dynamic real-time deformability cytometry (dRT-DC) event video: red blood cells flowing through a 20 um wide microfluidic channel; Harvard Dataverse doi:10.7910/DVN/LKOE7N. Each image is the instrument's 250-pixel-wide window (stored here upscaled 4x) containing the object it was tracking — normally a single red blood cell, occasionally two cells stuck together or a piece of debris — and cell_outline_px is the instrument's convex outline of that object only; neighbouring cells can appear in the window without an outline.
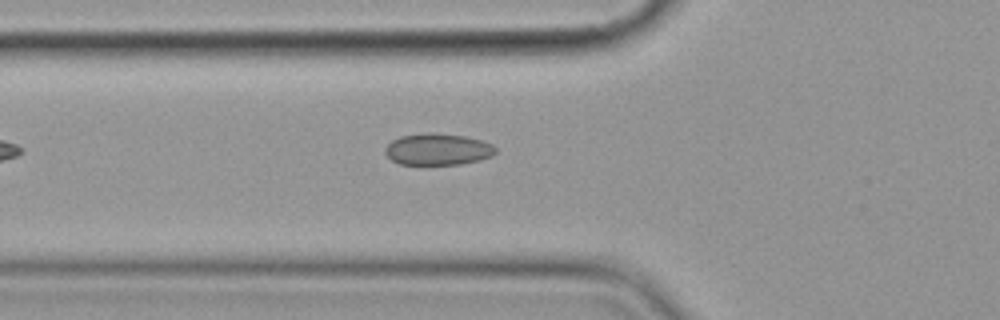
{"species": "common noctule bat (a hibernating species)", "species_latin": "Nyctalus noctula", "temperature_condition": "cold", "stored_images_in_passage": 3, "camera_frame_rate_fps": 3000, "um_per_image_px": 0.085, "animal": {"sex": "female", "body_mass_g": 19.9}, "frame": {"image": 1, "passage_image": 3, "time_ms": 2.0, "image_size_px": [1000, 320], "cell_outline_px": [[496, 152], [492, 156], [480, 160], [460, 164], [400, 164], [392, 160], [384, 152], [384, 148], [392, 140], [400, 136], [424, 132], [432, 132], [464, 136], [480, 140], [492, 144], [496, 148]], "centroid_in_image_um": [37.2, 12.68], "position_along_channel_um": 88.6, "area_um2": 20.4}}